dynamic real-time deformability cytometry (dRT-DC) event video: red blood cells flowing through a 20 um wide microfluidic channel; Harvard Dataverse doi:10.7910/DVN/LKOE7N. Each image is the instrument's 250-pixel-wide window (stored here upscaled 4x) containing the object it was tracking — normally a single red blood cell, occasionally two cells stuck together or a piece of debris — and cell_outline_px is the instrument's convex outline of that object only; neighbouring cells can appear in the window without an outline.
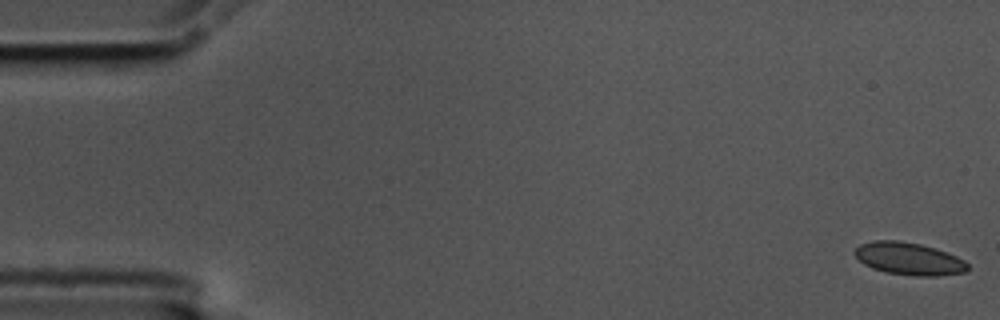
{"species": "common noctule bat (a hibernating species)", "species_latin": "Nyctalus noctula", "temperature_condition": "cold", "stored_images_in_passage": 57, "camera_frame_rate_fps": 3000, "um_per_image_px": 0.085, "animal": {"sex": "male", "body_mass_g": 17.5, "forearm_length_mm": 52.3}, "frame": {"image": 1, "passage_image": 1, "time_ms": 0.0, "image_size_px": [1000, 320], "cell_outline_px": [[968, 268], [964, 272], [936, 276], [916, 276], [884, 272], [872, 268], [864, 264], [852, 252], [860, 244], [872, 240], [900, 240], [920, 244], [936, 248], [956, 256], [964, 260], [968, 264]], "centroid_in_image_um": [77.23, 21.98], "position_along_channel_um": 7.8, "area_um2": 21.44}}
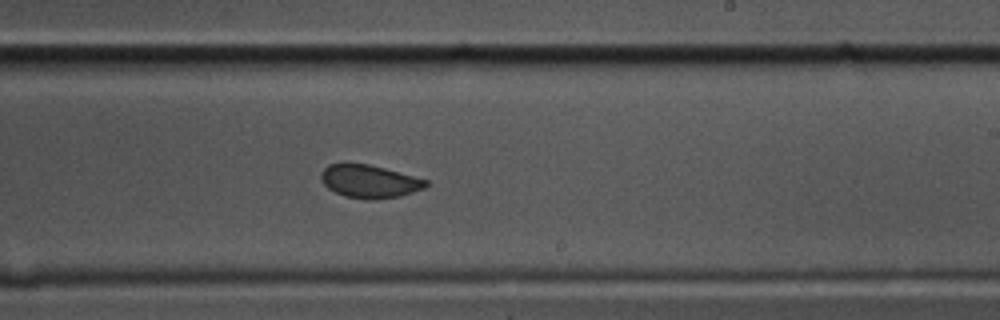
{"frame": {"image": 2, "passage_image": 34, "time_ms": 11.0, "image_size_px": [1000, 320], "cell_outline_px": [[428, 184], [424, 188], [400, 196], [344, 196], [328, 188], [324, 184], [320, 176], [320, 172], [328, 164], [344, 160], [368, 164], [384, 168], [428, 180]], "centroid_in_image_um": [31.32, 15.32], "position_along_channel_um": 257.7, "area_um2": 19.71}}
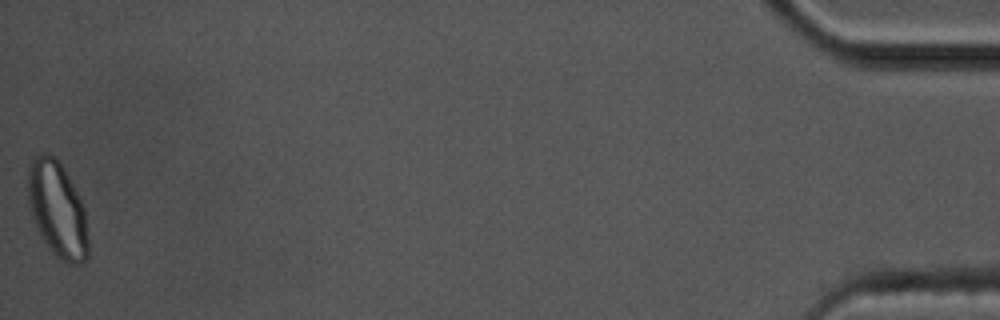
{"frame": {"image": 3, "passage_image": 57, "time_ms": 18.667, "image_size_px": [1000, 320], "cell_outline_px": [[88, 256], [84, 264], [68, 264], [56, 256], [52, 252], [44, 240], [32, 216], [28, 200], [28, 168], [32, 156], [40, 152], [48, 152], [64, 168], [84, 208], [88, 240]], "centroid_in_image_um": [4.87, 17.8], "position_along_channel_um": 430.3, "area_um2": 33.41}, "authors_computed_cell_mechanics": {"area_um2": 21.097, "velocity_mm_per_s": 3.5354, "shape_relaxation_time_tau1_ms": 2.8819, "shape_relaxation_time_tau2_ms": null, "deformation_change_tau1": 0.0789, "deformation_change_tau2": null}}